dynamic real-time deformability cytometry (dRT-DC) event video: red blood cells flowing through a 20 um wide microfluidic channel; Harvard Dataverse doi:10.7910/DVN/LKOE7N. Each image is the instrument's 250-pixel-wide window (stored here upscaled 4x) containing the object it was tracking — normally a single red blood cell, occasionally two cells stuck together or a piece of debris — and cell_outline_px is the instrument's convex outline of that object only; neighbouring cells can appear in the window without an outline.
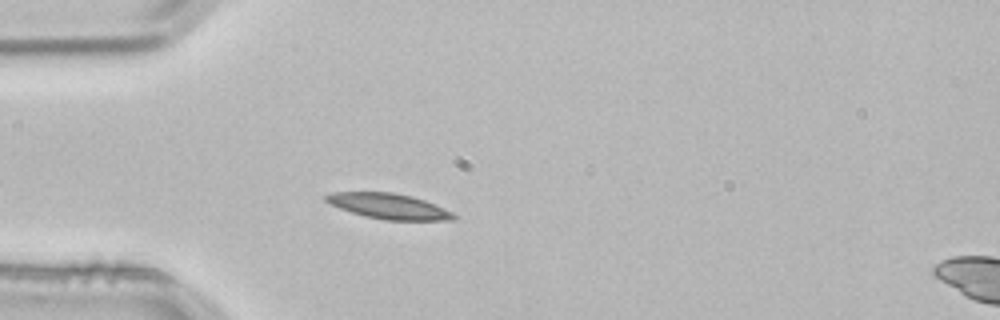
{"species": "common noctule bat (a hibernating species)", "species_latin": "Nyctalus noctula", "temperature_condition": "room temperature", "stored_images_in_passage": 3, "camera_frame_rate_fps": 3000, "um_per_image_px": 0.085, "animal": {"sex": "male", "body_mass_g": 21.5, "forearm_length_mm": 52.0}, "frame": {"image": 1, "passage_image": 3, "time_ms": 0.667, "image_size_px": [1000, 320], "cell_outline_px": [[456, 220], [384, 220], [364, 216], [328, 204], [324, 200], [324, 196], [332, 192], [392, 192], [412, 196], [424, 200], [452, 212], [456, 216]], "centroid_in_image_um": [33.01, 17.52], "position_along_channel_um": 52.0, "area_um2": 18.9}}